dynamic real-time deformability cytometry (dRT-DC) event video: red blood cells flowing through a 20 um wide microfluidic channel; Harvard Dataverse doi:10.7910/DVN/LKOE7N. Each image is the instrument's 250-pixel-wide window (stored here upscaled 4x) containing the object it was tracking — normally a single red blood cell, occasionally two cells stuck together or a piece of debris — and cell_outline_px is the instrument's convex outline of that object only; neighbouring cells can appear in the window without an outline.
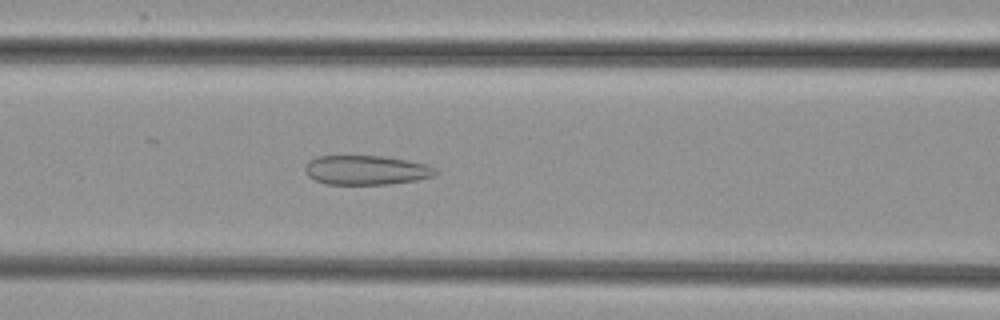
{"species": "common noctule bat (a hibernating species)", "species_latin": "Nyctalus noctula", "temperature_condition": "cold", "stored_images_in_passage": 46, "camera_frame_rate_fps": 3000, "um_per_image_px": 0.085, "animal": {"sex": "female", "body_mass_g": 29.2, "forearm_length_mm": 56.3}, "frame": {"image": 1, "passage_image": 16, "time_ms": 5.0, "image_size_px": [1000, 320], "cell_outline_px": [[440, 172], [436, 176], [416, 180], [388, 184], [324, 184], [312, 180], [304, 172], [304, 164], [308, 160], [316, 156], [384, 156], [408, 160], [428, 164], [436, 168]], "centroid_in_image_um": [31.12, 14.46], "position_along_channel_um": 135.5, "area_um2": 22.83}}
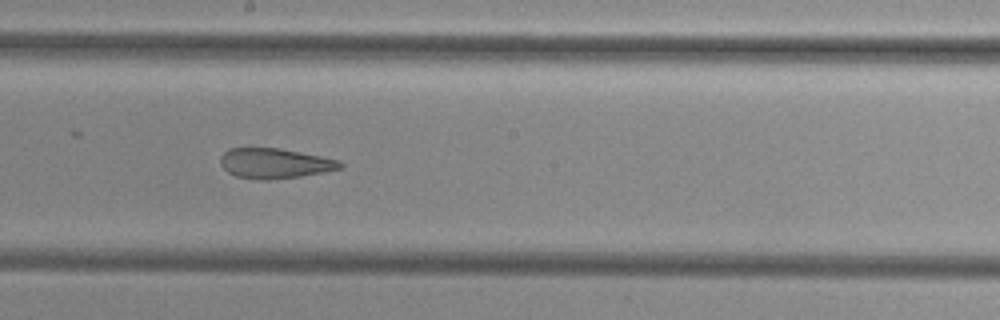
{"frame": {"image": 2, "passage_image": 23, "time_ms": 7.333, "image_size_px": [1000, 320], "cell_outline_px": [[344, 164], [340, 168], [324, 172], [300, 176], [272, 180], [260, 180], [236, 176], [228, 172], [220, 164], [220, 156], [228, 148], [280, 148], [340, 160]], "centroid_in_image_um": [23.34, 13.88], "position_along_channel_um": 224.9, "area_um2": 21.04}}
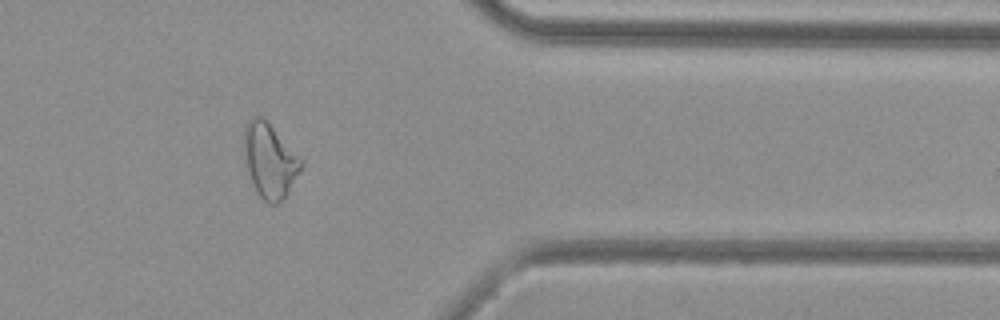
{"frame": {"image": 3, "passage_image": 37, "time_ms": 12.0, "image_size_px": [1000, 320], "cell_outline_px": [[304, 164], [284, 200], [276, 204], [268, 204], [256, 192], [248, 172], [244, 156], [244, 128], [252, 116], [260, 116], [304, 160]], "centroid_in_image_um": [22.94, 13.7], "position_along_channel_um": 388.5, "area_um2": 24.57}, "authors_computed_cell_mechanics": {"area_um2": 24.9407, "velocity_mm_per_s": 3.8362, "shape_relaxation_time_tau1_ms": null, "shape_relaxation_time_tau2_ms": 1.9279, "deformation_change_tau1": null, "deformation_change_tau2": 0.0993}}